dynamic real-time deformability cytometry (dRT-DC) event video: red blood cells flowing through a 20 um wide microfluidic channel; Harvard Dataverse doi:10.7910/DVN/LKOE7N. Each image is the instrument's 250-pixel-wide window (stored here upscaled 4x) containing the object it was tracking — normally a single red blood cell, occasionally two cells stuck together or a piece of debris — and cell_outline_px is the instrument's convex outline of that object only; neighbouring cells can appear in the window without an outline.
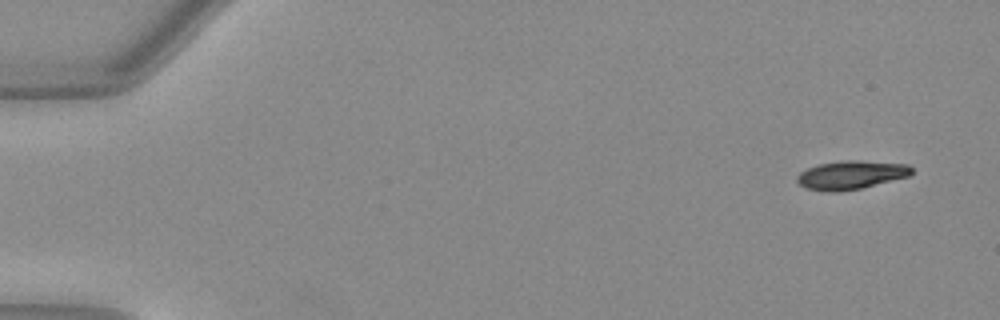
{"species": "Egyptian fruit bat (a non-hibernating species)", "species_latin": "Rousettus aegyptiacus", "temperature_condition": "warm", "stored_images_in_passage": 50, "camera_frame_rate_fps": 3000, "um_per_image_px": 0.085, "animal": {"sex": "female"}, "frame": {"image": 1, "passage_image": 1, "time_ms": 0.0, "image_size_px": [1000, 320], "cell_outline_px": [[912, 172], [908, 176], [860, 188], [836, 192], [828, 192], [804, 188], [796, 180], [796, 176], [800, 172], [816, 164], [840, 160], [860, 160], [908, 164], [912, 168]], "centroid_in_image_um": [72.29, 14.86], "position_along_channel_um": 12.7, "area_um2": 19.13}}
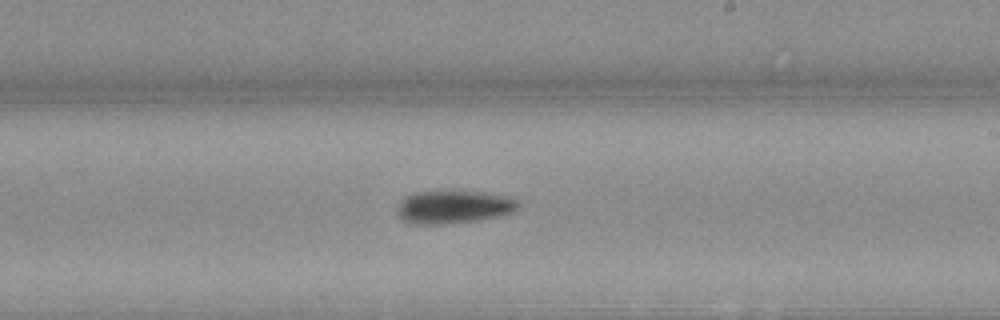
{"frame": {"image": 2, "passage_image": 29, "time_ms": 9.333, "image_size_px": [1000, 320], "cell_outline_px": [[520, 204], [512, 212], [496, 216], [472, 220], [436, 224], [416, 224], [404, 220], [400, 216], [396, 208], [400, 200], [404, 196], [416, 192], [484, 192], [508, 196], [516, 200]], "centroid_in_image_um": [38.52, 17.57], "position_along_channel_um": 250.5, "area_um2": 22.66}}
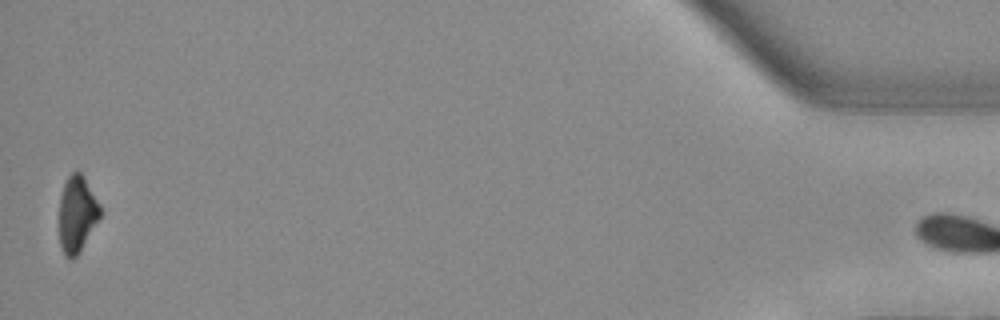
{"frame": {"image": 3, "passage_image": 49, "time_ms": 16.0, "image_size_px": [1000, 320], "cell_outline_px": [[100, 216], [80, 252], [72, 260], [64, 256], [60, 244], [60, 196], [64, 184], [68, 176], [72, 172], [80, 172], [84, 176], [100, 204]], "centroid_in_image_um": [6.54, 18.2], "position_along_channel_um": 428.7, "area_um2": 18.09}, "authors_computed_cell_mechanics": {"area_um2": 20.5768, "velocity_mm_per_s": 4.0154, "shape_relaxation_time_tau1_ms": 2.9617, "shape_relaxation_time_tau2_ms": null, "deformation_change_tau1": 0.1505, "deformation_change_tau2": null}}